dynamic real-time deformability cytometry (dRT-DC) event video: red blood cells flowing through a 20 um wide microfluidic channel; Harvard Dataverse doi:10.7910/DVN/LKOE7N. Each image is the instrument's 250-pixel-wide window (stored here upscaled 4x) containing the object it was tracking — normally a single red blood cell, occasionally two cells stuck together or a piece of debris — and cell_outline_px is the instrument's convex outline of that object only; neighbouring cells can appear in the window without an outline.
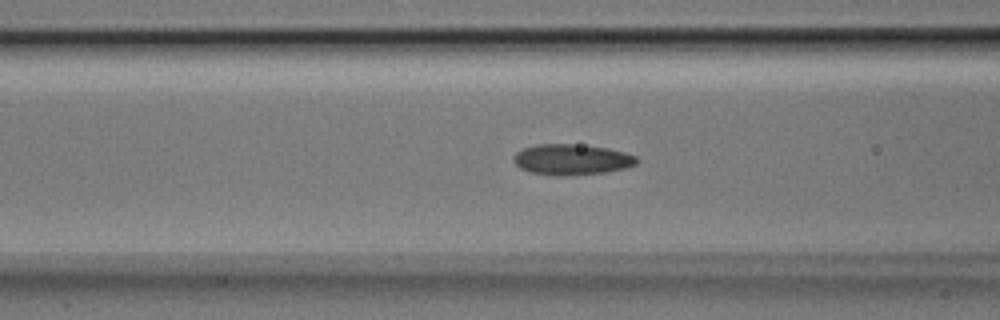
{"species": "Egyptian fruit bat (a non-hibernating species)", "species_latin": "Rousettus aegyptiacus", "temperature_condition": "room temperature", "stored_images_in_passage": 42, "camera_frame_rate_fps": 3000, "um_per_image_px": 0.085, "animal": {"sex": "male"}, "frame": {"image": 1, "passage_image": 21, "time_ms": 6.667, "image_size_px": [1000, 320], "cell_outline_px": [[640, 160], [636, 164], [624, 168], [604, 172], [564, 176], [560, 176], [528, 172], [520, 168], [512, 160], [512, 156], [516, 152], [524, 148], [536, 144], [576, 144], [608, 148], [624, 152], [636, 156]], "centroid_in_image_um": [48.57, 13.55], "position_along_channel_um": 118.0, "area_um2": 22.14}}
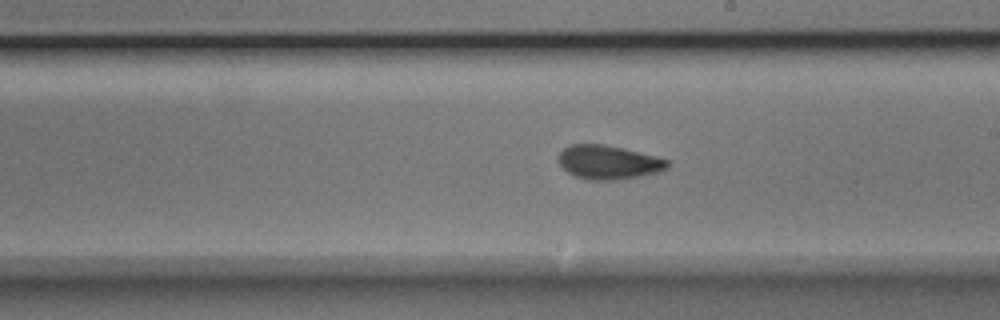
{"frame": {"image": 2, "passage_image": 30, "time_ms": 9.667, "image_size_px": [1000, 320], "cell_outline_px": [[668, 168], [660, 172], [640, 176], [616, 180], [588, 180], [576, 176], [568, 172], [556, 160], [560, 152], [564, 148], [572, 144], [604, 144], [656, 156], [668, 160]], "centroid_in_image_um": [51.71, 13.8], "position_along_channel_um": 237.3, "area_um2": 21.5}}
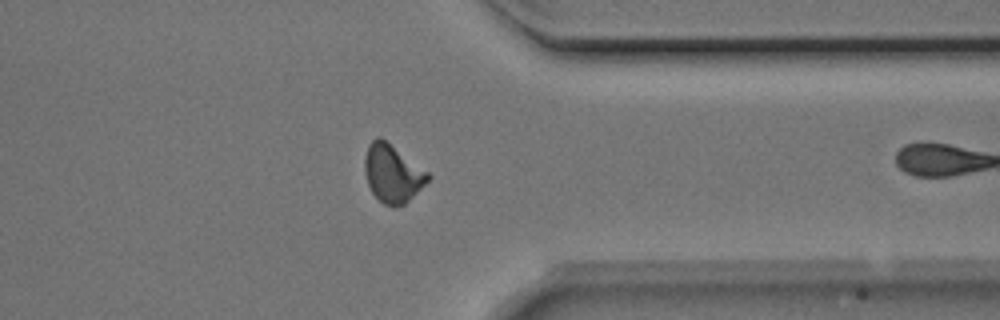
{"frame": {"image": 3, "passage_image": 41, "time_ms": 13.333, "image_size_px": [1000, 320], "cell_outline_px": [[432, 176], [404, 204], [392, 208], [384, 204], [372, 192], [368, 184], [364, 172], [364, 156], [368, 144], [376, 136], [380, 136], [428, 172]], "centroid_in_image_um": [33.32, 14.73], "position_along_channel_um": 378.1, "area_um2": 21.15}}